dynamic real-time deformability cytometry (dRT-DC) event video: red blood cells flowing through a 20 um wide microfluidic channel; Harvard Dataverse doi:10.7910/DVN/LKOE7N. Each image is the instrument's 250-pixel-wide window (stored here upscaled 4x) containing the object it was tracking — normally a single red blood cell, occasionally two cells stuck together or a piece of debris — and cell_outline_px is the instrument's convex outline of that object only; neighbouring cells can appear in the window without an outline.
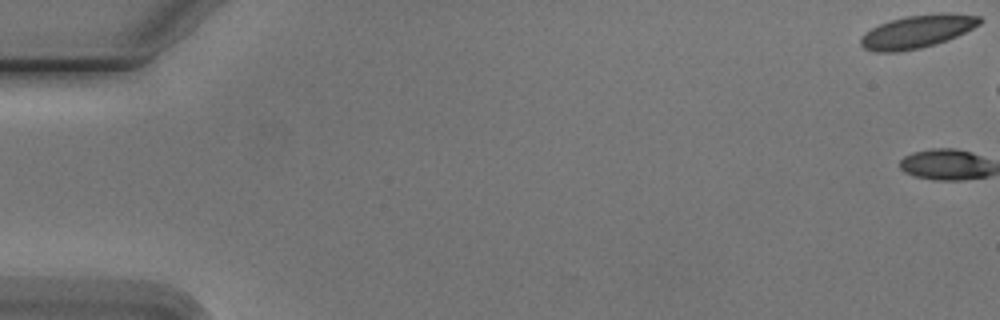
{"species": "Egyptian fruit bat (a non-hibernating species)", "species_latin": "Rousettus aegyptiacus", "temperature_condition": "cold", "stored_images_in_passage": 2, "camera_frame_rate_fps": 3000, "um_per_image_px": 0.085, "animal": {"sex": "male"}, "frame": {"image": 1, "passage_image": 1, "time_ms": 0.0, "image_size_px": [1000, 320], "cell_outline_px": [[984, 20], [980, 24], [956, 36], [920, 48], [900, 52], [876, 52], [864, 48], [860, 44], [860, 36], [864, 32], [880, 24], [904, 16], [940, 12], [948, 12], [980, 16]], "centroid_in_image_um": [77.95, 2.66], "position_along_channel_um": 7.1, "area_um2": 22.89}}